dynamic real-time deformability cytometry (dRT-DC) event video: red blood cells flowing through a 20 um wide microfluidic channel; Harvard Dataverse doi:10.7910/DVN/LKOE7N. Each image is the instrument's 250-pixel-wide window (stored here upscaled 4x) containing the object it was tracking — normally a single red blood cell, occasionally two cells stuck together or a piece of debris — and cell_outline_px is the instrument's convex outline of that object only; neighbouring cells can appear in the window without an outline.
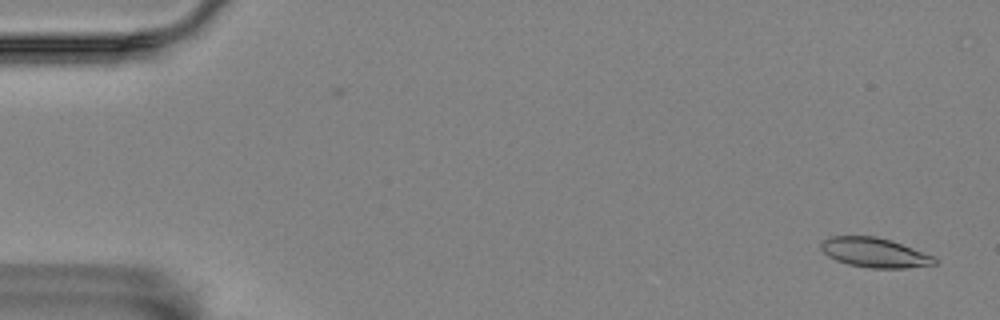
{"species": "Egyptian fruit bat (a non-hibernating species)", "species_latin": "Rousettus aegyptiacus", "temperature_condition": "room temperature", "stored_images_in_passage": 58, "camera_frame_rate_fps": 3000, "um_per_image_px": 0.085, "animal": {"sex": "female"}, "frame": {"image": 1, "passage_image": 2, "time_ms": 0.333, "image_size_px": [1000, 320], "cell_outline_px": [[936, 264], [904, 268], [872, 268], [848, 264], [836, 260], [828, 256], [820, 248], [820, 244], [828, 236], [876, 236], [936, 256]], "centroid_in_image_um": [74.32, 21.47], "position_along_channel_um": 10.7, "area_um2": 19.42}}
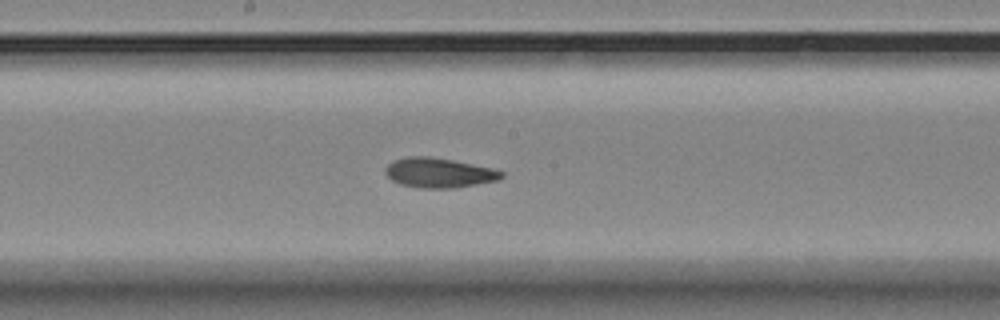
{"frame": {"image": 2, "passage_image": 30, "time_ms": 9.667, "image_size_px": [1000, 320], "cell_outline_px": [[504, 176], [500, 180], [452, 188], [420, 188], [400, 184], [392, 180], [384, 172], [384, 168], [392, 160], [408, 156], [428, 156], [452, 160], [492, 168], [504, 172]], "centroid_in_image_um": [37.29, 14.68], "position_along_channel_um": 210.9, "area_um2": 20.17}}
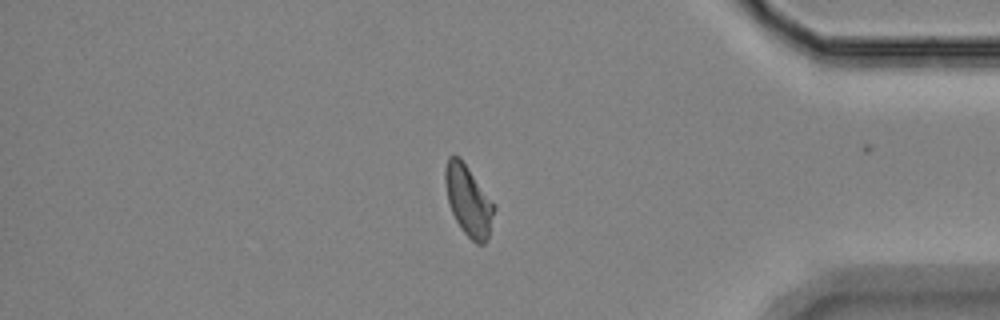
{"frame": {"image": 3, "passage_image": 48, "time_ms": 15.667, "image_size_px": [1000, 320], "cell_outline_px": [[496, 208], [488, 236], [484, 244], [476, 244], [464, 232], [456, 220], [448, 204], [444, 180], [444, 168], [448, 156], [460, 156]], "centroid_in_image_um": [39.78, 17.03], "position_along_channel_um": 395.4, "area_um2": 19.83}, "authors_computed_cell_mechanics": {"area_um2": 19.7098, "velocity_mm_per_s": 3.5131, "shape_relaxation_time_tau1_ms": 8.5581, "shape_relaxation_time_tau2_ms": 2.8383, "deformation_change_tau1": 0.1836, "deformation_change_tau2": 0.0931}}